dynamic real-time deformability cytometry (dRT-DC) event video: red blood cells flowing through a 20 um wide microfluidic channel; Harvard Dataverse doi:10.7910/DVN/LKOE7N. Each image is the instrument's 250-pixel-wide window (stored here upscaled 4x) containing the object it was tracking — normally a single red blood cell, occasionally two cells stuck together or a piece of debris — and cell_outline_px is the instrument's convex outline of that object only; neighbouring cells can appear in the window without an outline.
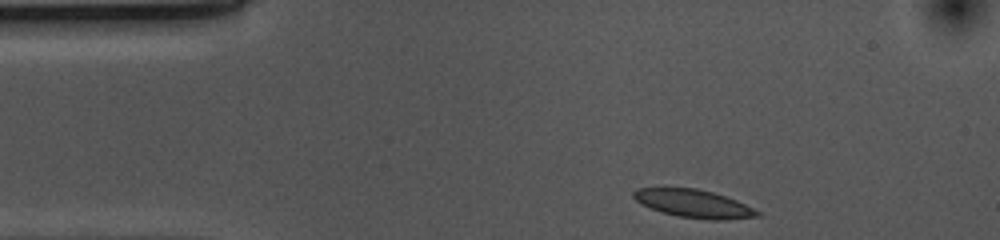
{"species": "common noctule bat (a hibernating species)", "species_latin": "Nyctalus noctula", "temperature_condition": "cold", "stored_images_in_passage": 35, "camera_frame_rate_fps": 3000, "um_per_image_px": 0.085, "animal": {"sex": "female", "body_mass_g": 10.0, "forearm_length_mm": 53.1}, "frame": {"image": 1, "passage_image": 1, "time_ms": 0.0, "image_size_px": [1000, 240], "cell_outline_px": [[760, 216], [724, 220], [708, 220], [676, 216], [660, 212], [640, 204], [632, 196], [632, 192], [636, 188], [696, 188], [712, 192], [736, 200], [760, 212]], "centroid_in_image_um": [58.92, 17.32], "position_along_channel_um": 26.1, "area_um2": 20.23}}
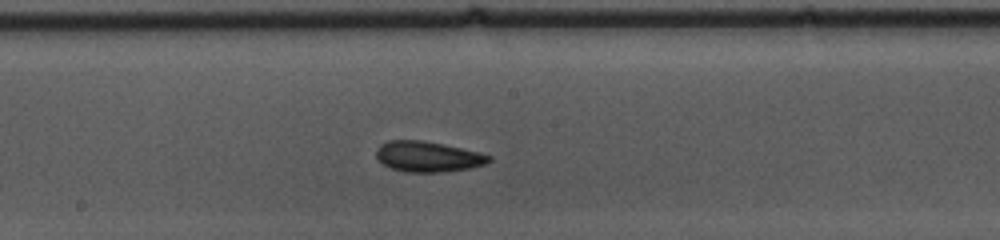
{"frame": {"image": 2, "passage_image": 20, "time_ms": 6.333, "image_size_px": [1000, 240], "cell_outline_px": [[492, 160], [484, 164], [468, 168], [444, 172], [404, 172], [392, 168], [384, 164], [376, 156], [376, 148], [380, 144], [388, 140], [420, 140], [444, 144], [480, 152], [492, 156]], "centroid_in_image_um": [36.37, 13.3], "position_along_channel_um": 211.8, "area_um2": 20.06}}
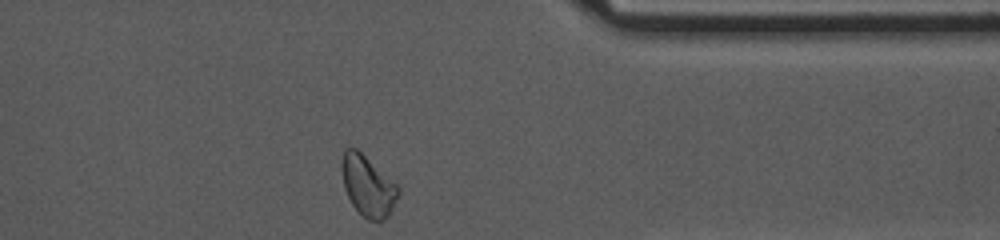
{"frame": {"image": 3, "passage_image": 35, "time_ms": 11.333, "image_size_px": [1000, 240], "cell_outline_px": [[400, 192], [388, 216], [384, 220], [368, 220], [352, 204], [344, 188], [340, 168], [340, 164], [344, 148], [356, 148], [396, 184], [400, 188]], "centroid_in_image_um": [31.24, 15.78], "position_along_channel_um": 380.2, "area_um2": 19.71}, "authors_computed_cell_mechanics": {"area_um2": 19.5364, "velocity_mm_per_s": 3.6546, "shape_relaxation_time_tau1_ms": 2.7831, "shape_relaxation_time_tau2_ms": 2.5453, "deformation_change_tau1": 0.1029, "deformation_change_tau2": 0.0966}}